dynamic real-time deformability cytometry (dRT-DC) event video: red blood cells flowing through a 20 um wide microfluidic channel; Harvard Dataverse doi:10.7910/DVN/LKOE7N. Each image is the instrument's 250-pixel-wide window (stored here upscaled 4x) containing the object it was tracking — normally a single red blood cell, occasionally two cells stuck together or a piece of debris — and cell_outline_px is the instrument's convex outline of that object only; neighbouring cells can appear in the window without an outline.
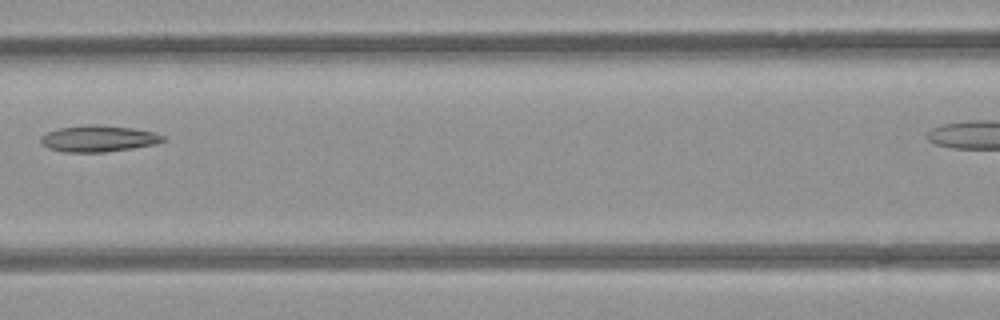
{"species": "common noctule bat (a hibernating species)", "species_latin": "Nyctalus noctula", "temperature_condition": "room temperature", "stored_images_in_passage": 5, "segment_of_instrument_passage": [1, 2], "camera_frame_rate_fps": 3000, "um_per_image_px": 0.085, "animal": {"sex": "female", "body_mass_g": 21.9}, "frame": {"image": 1, "passage_image": 4, "time_ms": 3.667, "image_size_px": [1000, 320], "cell_outline_px": [[168, 140], [156, 144], [132, 148], [104, 152], [64, 152], [48, 148], [40, 140], [40, 136], [48, 132], [60, 128], [84, 124], [96, 124], [132, 128], [152, 132], [164, 136]], "centroid_in_image_um": [8.38, 11.78], "position_along_channel_um": 158.2, "area_um2": 18.79}}